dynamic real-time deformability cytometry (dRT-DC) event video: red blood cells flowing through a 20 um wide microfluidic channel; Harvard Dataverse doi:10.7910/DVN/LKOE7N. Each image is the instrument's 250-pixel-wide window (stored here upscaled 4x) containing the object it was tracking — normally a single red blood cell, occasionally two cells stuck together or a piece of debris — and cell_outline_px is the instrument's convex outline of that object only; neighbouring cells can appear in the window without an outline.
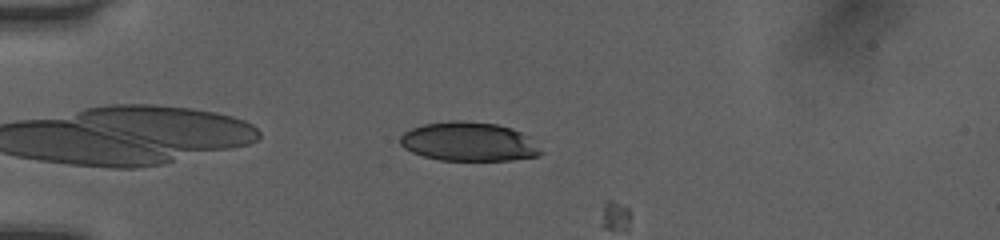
{"species": "human", "species_latin": "Homo sapiens", "temperature_condition": "room temperature", "stored_images_in_passage": 5, "camera_frame_rate_fps": 3000, "um_per_image_px": 0.085, "donor": {"sex": "female"}, "frame": {"image": 1, "passage_image": 4, "time_ms": 1.0, "image_size_px": [1000, 240], "cell_outline_px": [[544, 152], [536, 156], [512, 160], [440, 160], [424, 156], [412, 152], [404, 148], [400, 144], [400, 136], [404, 132], [412, 128], [424, 124], [448, 120], [460, 120], [496, 124], [512, 128], [528, 136]], "centroid_in_image_um": [39.83, 12.04], "position_along_channel_um": 45.2, "area_um2": 31.96}}